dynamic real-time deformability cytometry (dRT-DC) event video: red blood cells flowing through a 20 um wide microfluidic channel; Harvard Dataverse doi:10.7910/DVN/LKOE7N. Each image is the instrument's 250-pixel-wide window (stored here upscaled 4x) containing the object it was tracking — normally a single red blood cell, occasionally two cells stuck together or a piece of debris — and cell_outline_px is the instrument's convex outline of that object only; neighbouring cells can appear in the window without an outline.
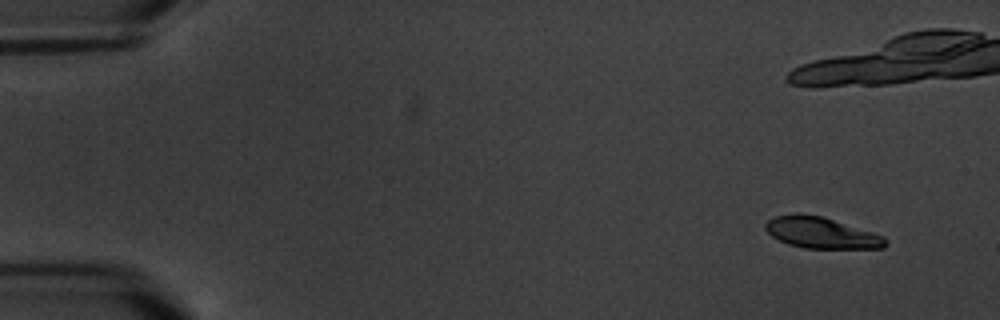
{"species": "common noctule bat (a hibernating species)", "species_latin": "Nyctalus noctula", "temperature_condition": "warm", "stored_images_in_passage": 6, "camera_frame_rate_fps": 3000, "um_per_image_px": 0.085, "animal": {"sex": "male", "body_mass_g": 20.1, "forearm_length_mm": 53.5}, "frame": {"image": 1, "passage_image": 1, "time_ms": 0.0, "image_size_px": [1000, 320], "cell_outline_px": [[888, 244], [884, 248], [804, 248], [788, 244], [772, 236], [764, 228], [764, 224], [768, 220], [776, 216], [796, 212], [824, 216], [884, 236], [888, 240]], "centroid_in_image_um": [69.81, 19.77], "position_along_channel_um": 15.2, "area_um2": 21.96}}